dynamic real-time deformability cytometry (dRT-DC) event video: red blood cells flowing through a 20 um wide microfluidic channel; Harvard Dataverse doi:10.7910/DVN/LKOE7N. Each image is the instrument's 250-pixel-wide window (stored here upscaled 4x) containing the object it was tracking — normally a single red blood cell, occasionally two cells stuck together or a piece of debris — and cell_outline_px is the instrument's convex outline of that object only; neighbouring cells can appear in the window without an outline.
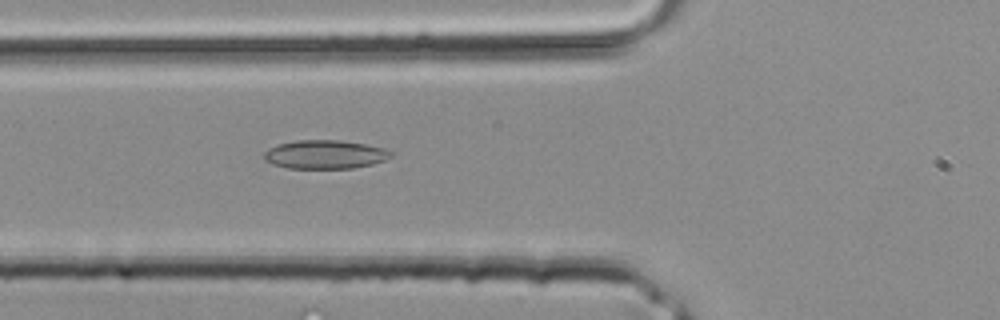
{"species": "common noctule bat (a hibernating species)", "species_latin": "Nyctalus noctula", "temperature_condition": "room temperature", "stored_images_in_passage": 26, "camera_frame_rate_fps": 3000, "um_per_image_px": 0.085, "animal": {"sex": "male", "body_mass_g": 20.4}, "frame": {"image": 1, "passage_image": 4, "time_ms": 1.0, "image_size_px": [1000, 320], "cell_outline_px": [[392, 156], [384, 160], [372, 164], [352, 168], [288, 168], [272, 164], [264, 160], [264, 152], [268, 148], [280, 144], [296, 140], [340, 140], [364, 144], [384, 148], [392, 152]], "centroid_in_image_um": [27.6, 13.13], "position_along_channel_um": 98.2, "area_um2": 21.1}}
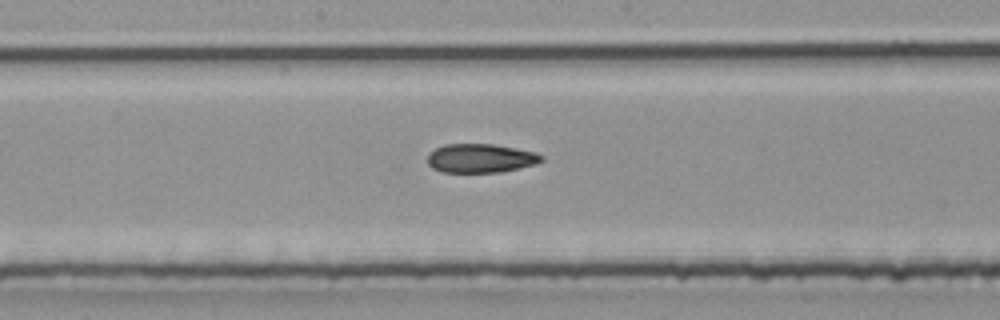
{"frame": {"image": 2, "passage_image": 10, "time_ms": 3.0, "image_size_px": [1000, 320], "cell_outline_px": [[544, 160], [536, 164], [520, 168], [500, 172], [440, 172], [432, 168], [428, 164], [428, 152], [444, 144], [492, 144], [516, 148], [532, 152], [544, 156]], "centroid_in_image_um": [40.83, 13.45], "position_along_channel_um": 207.4, "area_um2": 19.25}}
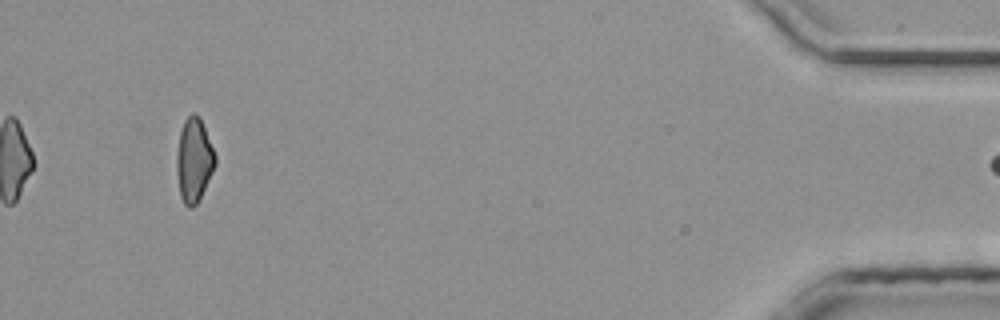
{"frame": {"image": 3, "passage_image": 26, "time_ms": 8.333, "image_size_px": [1000, 320], "cell_outline_px": [[216, 164], [196, 204], [192, 208], [188, 208], [184, 204], [180, 196], [176, 172], [176, 156], [180, 132], [184, 120], [192, 112], [200, 120], [204, 128], [216, 156]], "centroid_in_image_um": [16.46, 13.64], "position_along_channel_um": 418.7, "area_um2": 18.5}}